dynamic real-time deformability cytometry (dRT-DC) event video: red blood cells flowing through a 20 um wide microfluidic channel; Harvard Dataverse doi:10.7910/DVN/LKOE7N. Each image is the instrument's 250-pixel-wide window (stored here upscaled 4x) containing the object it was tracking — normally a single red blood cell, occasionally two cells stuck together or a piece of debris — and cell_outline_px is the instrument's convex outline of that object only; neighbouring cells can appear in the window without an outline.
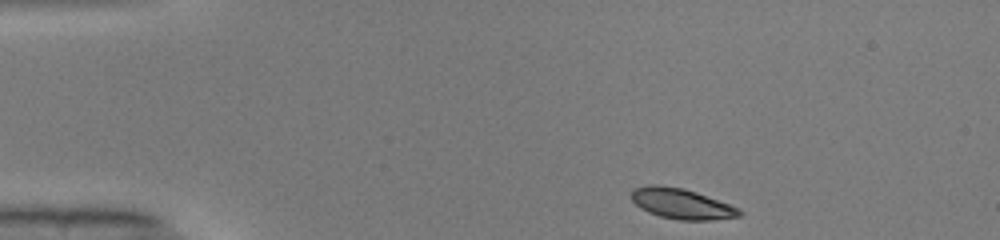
{"species": "common noctule bat (a hibernating species)", "species_latin": "Nyctalus noctula", "temperature_condition": "warm", "stored_images_in_passage": 42, "camera_frame_rate_fps": 3000, "um_per_image_px": 0.085, "animal": {"sex": "male", "body_mass_g": 19.0, "forearm_length_mm": 50.8}, "frame": {"image": 1, "passage_image": 1, "time_ms": 0.0, "image_size_px": [1000, 240], "cell_outline_px": [[744, 212], [740, 216], [708, 220], [680, 220], [660, 216], [648, 212], [640, 208], [632, 200], [632, 188], [648, 184], [656, 184], [684, 188], [696, 192], [740, 208]], "centroid_in_image_um": [57.92, 17.3], "position_along_channel_um": 27.1, "area_um2": 19.19}}
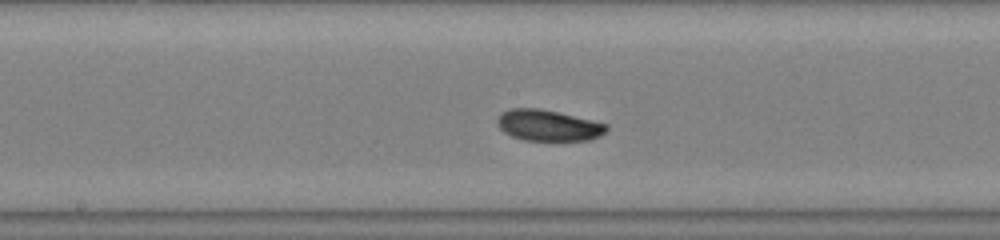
{"frame": {"image": 2, "passage_image": 19, "time_ms": 6.0, "image_size_px": [1000, 240], "cell_outline_px": [[608, 128], [600, 136], [588, 140], [524, 140], [512, 136], [504, 132], [500, 128], [496, 120], [500, 112], [512, 108], [540, 108], [592, 120], [608, 124]], "centroid_in_image_um": [46.58, 10.65], "position_along_channel_um": 201.6, "area_um2": 19.71}}
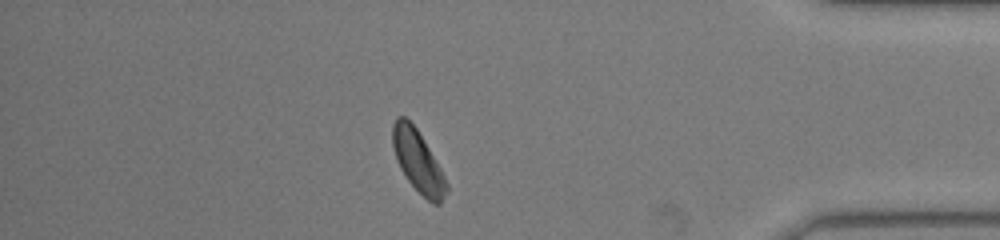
{"frame": {"image": 3, "passage_image": 36, "time_ms": 11.667, "image_size_px": [1000, 240], "cell_outline_px": [[448, 192], [440, 204], [432, 204], [408, 180], [400, 168], [396, 160], [392, 144], [392, 124], [396, 116], [404, 116], [416, 128], [424, 140], [440, 168], [448, 184]], "centroid_in_image_um": [35.52, 13.7], "position_along_channel_um": 399.7, "area_um2": 19.25}, "authors_computed_cell_mechanics": {"area_um2": 19.5653, "velocity_mm_per_s": 4.0612, "shape_relaxation_time_tau1_ms": 3.3582, "shape_relaxation_time_tau2_ms": null, "deformation_change_tau1": 0.1203, "deformation_change_tau2": null}}